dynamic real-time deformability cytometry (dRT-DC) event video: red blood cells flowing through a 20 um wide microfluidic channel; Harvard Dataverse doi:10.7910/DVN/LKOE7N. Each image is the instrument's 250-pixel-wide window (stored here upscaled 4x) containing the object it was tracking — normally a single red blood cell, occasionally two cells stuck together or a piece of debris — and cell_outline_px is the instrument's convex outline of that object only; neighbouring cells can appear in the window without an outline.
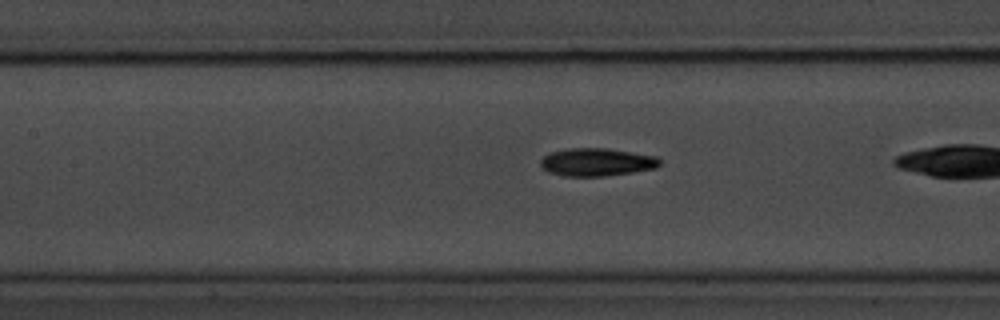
{"species": "common noctule bat (a hibernating species)", "species_latin": "Nyctalus noctula", "temperature_condition": "room temperature", "stored_images_in_passage": 36, "camera_frame_rate_fps": 3000, "um_per_image_px": 0.085, "animal": {"sex": "male", "body_mass_g": 20.1, "forearm_length_mm": 53.5}, "frame": {"image": 1, "passage_image": 19, "time_ms": 6.0, "image_size_px": [1000, 320], "cell_outline_px": [[660, 164], [656, 168], [632, 172], [604, 176], [564, 176], [548, 172], [540, 164], [540, 160], [548, 152], [568, 148], [608, 148], [656, 156], [660, 160]], "centroid_in_image_um": [50.7, 13.77], "position_along_channel_um": 156.7, "area_um2": 19.42}}